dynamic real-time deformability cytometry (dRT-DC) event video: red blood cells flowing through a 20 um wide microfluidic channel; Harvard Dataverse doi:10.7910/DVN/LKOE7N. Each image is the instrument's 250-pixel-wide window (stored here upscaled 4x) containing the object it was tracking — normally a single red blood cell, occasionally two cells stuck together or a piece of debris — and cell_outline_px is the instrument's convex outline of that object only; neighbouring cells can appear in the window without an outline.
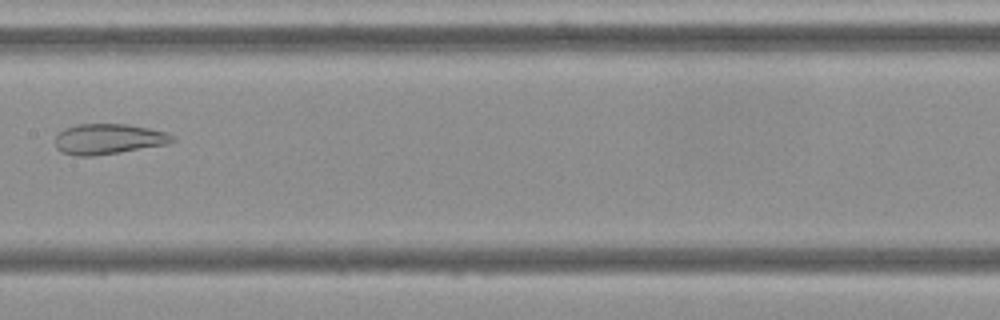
{"species": "Egyptian fruit bat (a non-hibernating species)", "species_latin": "Rousettus aegyptiacus", "temperature_condition": "cold", "stored_images_in_passage": 10, "camera_frame_rate_fps": 3000, "um_per_image_px": 0.085, "frame": {"image": 1, "passage_image": 7, "time_ms": 8.0, "image_size_px": [1000, 320], "cell_outline_px": [[176, 140], [168, 144], [120, 152], [92, 156], [76, 156], [60, 152], [56, 148], [56, 136], [64, 128], [76, 124], [124, 124], [148, 128], [164, 132], [176, 136]], "centroid_in_image_um": [9.21, 11.82], "position_along_channel_um": 198.2, "area_um2": 20.81}}
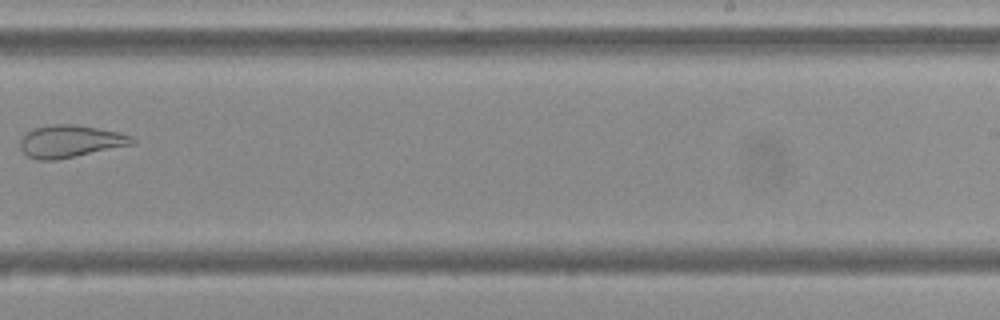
{"frame": {"image": 2, "passage_image": 9, "time_ms": 10.333, "image_size_px": [1000, 320], "cell_outline_px": [[136, 140], [132, 144], [56, 160], [36, 160], [28, 156], [20, 148], [20, 140], [28, 132], [36, 128], [52, 124], [72, 124], [120, 132], [132, 136]], "centroid_in_image_um": [5.96, 12.01], "position_along_channel_um": 283.0, "area_um2": 20.75}}